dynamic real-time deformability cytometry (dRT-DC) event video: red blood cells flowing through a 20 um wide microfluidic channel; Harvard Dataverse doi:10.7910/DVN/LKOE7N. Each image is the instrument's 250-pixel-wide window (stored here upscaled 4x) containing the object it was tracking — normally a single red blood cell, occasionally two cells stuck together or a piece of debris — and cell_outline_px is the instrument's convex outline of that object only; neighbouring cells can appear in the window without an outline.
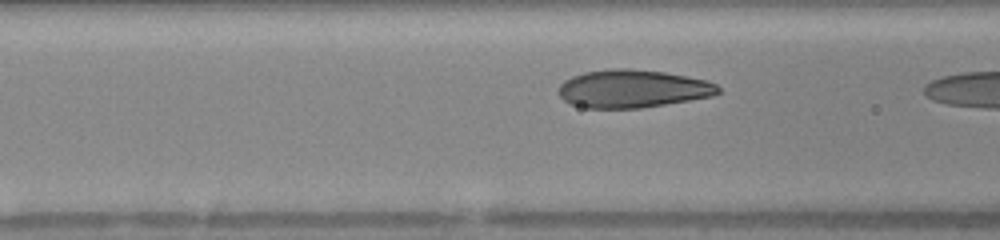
{"species": "human", "species_latin": "Homo sapiens", "temperature_condition": "warm", "stored_images_in_passage": 10, "camera_frame_rate_fps": 3000, "um_per_image_px": 0.085, "donor": {"sex": "female"}, "frame": {"image": 1, "passage_image": 9, "time_ms": 2.667, "image_size_px": [1000, 240], "cell_outline_px": [[720, 92], [712, 96], [640, 108], [588, 108], [568, 104], [556, 92], [560, 84], [564, 80], [572, 76], [584, 72], [608, 68], [628, 68], [664, 72], [708, 80], [716, 84], [720, 88]], "centroid_in_image_um": [53.73, 7.53], "position_along_channel_um": 112.9, "area_um2": 35.49}}